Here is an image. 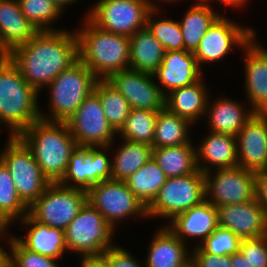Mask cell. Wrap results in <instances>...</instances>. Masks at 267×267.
Returning <instances> with one entry per match:
<instances>
[{
	"label": "cell",
	"mask_w": 267,
	"mask_h": 267,
	"mask_svg": "<svg viewBox=\"0 0 267 267\" xmlns=\"http://www.w3.org/2000/svg\"><path fill=\"white\" fill-rule=\"evenodd\" d=\"M26 82L39 93L62 71L78 60V40L74 30L39 31L30 41L9 55Z\"/></svg>",
	"instance_id": "1"
},
{
	"label": "cell",
	"mask_w": 267,
	"mask_h": 267,
	"mask_svg": "<svg viewBox=\"0 0 267 267\" xmlns=\"http://www.w3.org/2000/svg\"><path fill=\"white\" fill-rule=\"evenodd\" d=\"M40 97L11 59L0 56V129H6L8 136H18L41 119Z\"/></svg>",
	"instance_id": "2"
},
{
	"label": "cell",
	"mask_w": 267,
	"mask_h": 267,
	"mask_svg": "<svg viewBox=\"0 0 267 267\" xmlns=\"http://www.w3.org/2000/svg\"><path fill=\"white\" fill-rule=\"evenodd\" d=\"M78 40V59L99 80L129 69L130 37L104 31L87 17L80 18L75 27Z\"/></svg>",
	"instance_id": "3"
},
{
	"label": "cell",
	"mask_w": 267,
	"mask_h": 267,
	"mask_svg": "<svg viewBox=\"0 0 267 267\" xmlns=\"http://www.w3.org/2000/svg\"><path fill=\"white\" fill-rule=\"evenodd\" d=\"M18 137L32 152L42 174L51 183L59 182L76 145L67 123L39 119Z\"/></svg>",
	"instance_id": "4"
},
{
	"label": "cell",
	"mask_w": 267,
	"mask_h": 267,
	"mask_svg": "<svg viewBox=\"0 0 267 267\" xmlns=\"http://www.w3.org/2000/svg\"><path fill=\"white\" fill-rule=\"evenodd\" d=\"M98 80L95 74L78 59L40 93L44 95L43 92H46L48 97L47 107L40 106L41 119L67 122L85 98L94 91Z\"/></svg>",
	"instance_id": "5"
},
{
	"label": "cell",
	"mask_w": 267,
	"mask_h": 267,
	"mask_svg": "<svg viewBox=\"0 0 267 267\" xmlns=\"http://www.w3.org/2000/svg\"><path fill=\"white\" fill-rule=\"evenodd\" d=\"M116 232L87 200L64 230L68 254L77 257L101 256L116 244Z\"/></svg>",
	"instance_id": "6"
},
{
	"label": "cell",
	"mask_w": 267,
	"mask_h": 267,
	"mask_svg": "<svg viewBox=\"0 0 267 267\" xmlns=\"http://www.w3.org/2000/svg\"><path fill=\"white\" fill-rule=\"evenodd\" d=\"M225 14L222 13L214 21L193 53L198 66L204 73L205 69H208L206 66L215 67L212 65L226 61L228 55L230 58L233 52L241 51L257 35L255 27L246 25V23L243 25V22L235 21Z\"/></svg>",
	"instance_id": "7"
},
{
	"label": "cell",
	"mask_w": 267,
	"mask_h": 267,
	"mask_svg": "<svg viewBox=\"0 0 267 267\" xmlns=\"http://www.w3.org/2000/svg\"><path fill=\"white\" fill-rule=\"evenodd\" d=\"M87 200L118 232L120 224L124 226L128 219L135 223L148 219L147 207L129 190L125 181L111 179L93 185L87 191Z\"/></svg>",
	"instance_id": "8"
},
{
	"label": "cell",
	"mask_w": 267,
	"mask_h": 267,
	"mask_svg": "<svg viewBox=\"0 0 267 267\" xmlns=\"http://www.w3.org/2000/svg\"><path fill=\"white\" fill-rule=\"evenodd\" d=\"M205 200V178L199 169L188 175L167 178L158 196L147 207L148 219H161L166 225L176 215ZM163 219V220H162Z\"/></svg>",
	"instance_id": "9"
},
{
	"label": "cell",
	"mask_w": 267,
	"mask_h": 267,
	"mask_svg": "<svg viewBox=\"0 0 267 267\" xmlns=\"http://www.w3.org/2000/svg\"><path fill=\"white\" fill-rule=\"evenodd\" d=\"M5 139V146L0 149V161L9 170L19 197L30 207L51 182L42 174L32 152L18 136Z\"/></svg>",
	"instance_id": "10"
},
{
	"label": "cell",
	"mask_w": 267,
	"mask_h": 267,
	"mask_svg": "<svg viewBox=\"0 0 267 267\" xmlns=\"http://www.w3.org/2000/svg\"><path fill=\"white\" fill-rule=\"evenodd\" d=\"M95 1L80 17H87L98 28L130 37L146 27L151 8L144 0Z\"/></svg>",
	"instance_id": "11"
},
{
	"label": "cell",
	"mask_w": 267,
	"mask_h": 267,
	"mask_svg": "<svg viewBox=\"0 0 267 267\" xmlns=\"http://www.w3.org/2000/svg\"><path fill=\"white\" fill-rule=\"evenodd\" d=\"M111 179L110 146L95 147L76 143L67 170L58 183L62 186L88 191L93 185Z\"/></svg>",
	"instance_id": "12"
},
{
	"label": "cell",
	"mask_w": 267,
	"mask_h": 267,
	"mask_svg": "<svg viewBox=\"0 0 267 267\" xmlns=\"http://www.w3.org/2000/svg\"><path fill=\"white\" fill-rule=\"evenodd\" d=\"M87 201V191L50 183L29 207V214L49 227L65 230Z\"/></svg>",
	"instance_id": "13"
},
{
	"label": "cell",
	"mask_w": 267,
	"mask_h": 267,
	"mask_svg": "<svg viewBox=\"0 0 267 267\" xmlns=\"http://www.w3.org/2000/svg\"><path fill=\"white\" fill-rule=\"evenodd\" d=\"M205 199L218 207L255 199L256 173L240 166L204 173Z\"/></svg>",
	"instance_id": "14"
},
{
	"label": "cell",
	"mask_w": 267,
	"mask_h": 267,
	"mask_svg": "<svg viewBox=\"0 0 267 267\" xmlns=\"http://www.w3.org/2000/svg\"><path fill=\"white\" fill-rule=\"evenodd\" d=\"M66 123L78 144L110 146L117 138V132L108 123L99 96L94 91Z\"/></svg>",
	"instance_id": "15"
},
{
	"label": "cell",
	"mask_w": 267,
	"mask_h": 267,
	"mask_svg": "<svg viewBox=\"0 0 267 267\" xmlns=\"http://www.w3.org/2000/svg\"><path fill=\"white\" fill-rule=\"evenodd\" d=\"M259 39L258 35L254 36L239 51L244 71L242 91L255 113H267V46Z\"/></svg>",
	"instance_id": "16"
},
{
	"label": "cell",
	"mask_w": 267,
	"mask_h": 267,
	"mask_svg": "<svg viewBox=\"0 0 267 267\" xmlns=\"http://www.w3.org/2000/svg\"><path fill=\"white\" fill-rule=\"evenodd\" d=\"M107 80L125 97L132 109L154 112L165 109L166 96L152 74L127 69L112 74Z\"/></svg>",
	"instance_id": "17"
},
{
	"label": "cell",
	"mask_w": 267,
	"mask_h": 267,
	"mask_svg": "<svg viewBox=\"0 0 267 267\" xmlns=\"http://www.w3.org/2000/svg\"><path fill=\"white\" fill-rule=\"evenodd\" d=\"M223 93L217 97L210 95L202 125L206 124L208 131L236 137L255 112L242 96L239 100Z\"/></svg>",
	"instance_id": "18"
},
{
	"label": "cell",
	"mask_w": 267,
	"mask_h": 267,
	"mask_svg": "<svg viewBox=\"0 0 267 267\" xmlns=\"http://www.w3.org/2000/svg\"><path fill=\"white\" fill-rule=\"evenodd\" d=\"M238 166L255 173L267 170V113H255L236 135Z\"/></svg>",
	"instance_id": "19"
},
{
	"label": "cell",
	"mask_w": 267,
	"mask_h": 267,
	"mask_svg": "<svg viewBox=\"0 0 267 267\" xmlns=\"http://www.w3.org/2000/svg\"><path fill=\"white\" fill-rule=\"evenodd\" d=\"M218 226L229 229L240 239L267 235V215L257 199L217 207Z\"/></svg>",
	"instance_id": "20"
},
{
	"label": "cell",
	"mask_w": 267,
	"mask_h": 267,
	"mask_svg": "<svg viewBox=\"0 0 267 267\" xmlns=\"http://www.w3.org/2000/svg\"><path fill=\"white\" fill-rule=\"evenodd\" d=\"M166 226L190 249L198 247L218 227L217 207L205 199L176 215Z\"/></svg>",
	"instance_id": "21"
},
{
	"label": "cell",
	"mask_w": 267,
	"mask_h": 267,
	"mask_svg": "<svg viewBox=\"0 0 267 267\" xmlns=\"http://www.w3.org/2000/svg\"><path fill=\"white\" fill-rule=\"evenodd\" d=\"M14 225L21 227L20 230H25L24 235H18L15 231L16 235L13 231V236L26 249L59 260H63V256H68L63 229L38 222L29 213Z\"/></svg>",
	"instance_id": "22"
},
{
	"label": "cell",
	"mask_w": 267,
	"mask_h": 267,
	"mask_svg": "<svg viewBox=\"0 0 267 267\" xmlns=\"http://www.w3.org/2000/svg\"><path fill=\"white\" fill-rule=\"evenodd\" d=\"M204 75L194 54L185 50L166 51L161 65L153 74L165 96L175 89L199 81Z\"/></svg>",
	"instance_id": "23"
},
{
	"label": "cell",
	"mask_w": 267,
	"mask_h": 267,
	"mask_svg": "<svg viewBox=\"0 0 267 267\" xmlns=\"http://www.w3.org/2000/svg\"><path fill=\"white\" fill-rule=\"evenodd\" d=\"M155 227L151 242L145 248V267H190V247L166 225Z\"/></svg>",
	"instance_id": "24"
},
{
	"label": "cell",
	"mask_w": 267,
	"mask_h": 267,
	"mask_svg": "<svg viewBox=\"0 0 267 267\" xmlns=\"http://www.w3.org/2000/svg\"><path fill=\"white\" fill-rule=\"evenodd\" d=\"M196 144L197 167L202 173L238 166L237 139L207 130ZM202 138V139H201Z\"/></svg>",
	"instance_id": "25"
},
{
	"label": "cell",
	"mask_w": 267,
	"mask_h": 267,
	"mask_svg": "<svg viewBox=\"0 0 267 267\" xmlns=\"http://www.w3.org/2000/svg\"><path fill=\"white\" fill-rule=\"evenodd\" d=\"M206 81L205 74L199 81L171 91L166 95L165 108L188 120L196 128V124L203 122L210 95H214Z\"/></svg>",
	"instance_id": "26"
},
{
	"label": "cell",
	"mask_w": 267,
	"mask_h": 267,
	"mask_svg": "<svg viewBox=\"0 0 267 267\" xmlns=\"http://www.w3.org/2000/svg\"><path fill=\"white\" fill-rule=\"evenodd\" d=\"M38 32L22 13L17 0H0V56L9 55Z\"/></svg>",
	"instance_id": "27"
},
{
	"label": "cell",
	"mask_w": 267,
	"mask_h": 267,
	"mask_svg": "<svg viewBox=\"0 0 267 267\" xmlns=\"http://www.w3.org/2000/svg\"><path fill=\"white\" fill-rule=\"evenodd\" d=\"M116 140L110 145L112 179L124 181L153 157V147L122 138Z\"/></svg>",
	"instance_id": "28"
},
{
	"label": "cell",
	"mask_w": 267,
	"mask_h": 267,
	"mask_svg": "<svg viewBox=\"0 0 267 267\" xmlns=\"http://www.w3.org/2000/svg\"><path fill=\"white\" fill-rule=\"evenodd\" d=\"M165 49L145 27L130 36L129 69L154 74L161 65Z\"/></svg>",
	"instance_id": "29"
},
{
	"label": "cell",
	"mask_w": 267,
	"mask_h": 267,
	"mask_svg": "<svg viewBox=\"0 0 267 267\" xmlns=\"http://www.w3.org/2000/svg\"><path fill=\"white\" fill-rule=\"evenodd\" d=\"M184 12L182 17L177 19L180 23L184 50L194 53L201 38L223 12L214 5L199 4H190Z\"/></svg>",
	"instance_id": "30"
},
{
	"label": "cell",
	"mask_w": 267,
	"mask_h": 267,
	"mask_svg": "<svg viewBox=\"0 0 267 267\" xmlns=\"http://www.w3.org/2000/svg\"><path fill=\"white\" fill-rule=\"evenodd\" d=\"M193 141L184 145L153 148V159L167 178L188 175L198 170Z\"/></svg>",
	"instance_id": "31"
},
{
	"label": "cell",
	"mask_w": 267,
	"mask_h": 267,
	"mask_svg": "<svg viewBox=\"0 0 267 267\" xmlns=\"http://www.w3.org/2000/svg\"><path fill=\"white\" fill-rule=\"evenodd\" d=\"M193 127L195 126L188 120L171 113L166 108L159 111L153 148L189 144L195 137L192 134Z\"/></svg>",
	"instance_id": "32"
},
{
	"label": "cell",
	"mask_w": 267,
	"mask_h": 267,
	"mask_svg": "<svg viewBox=\"0 0 267 267\" xmlns=\"http://www.w3.org/2000/svg\"><path fill=\"white\" fill-rule=\"evenodd\" d=\"M167 177L153 157L133 175L125 179L129 190L148 207L158 196Z\"/></svg>",
	"instance_id": "33"
},
{
	"label": "cell",
	"mask_w": 267,
	"mask_h": 267,
	"mask_svg": "<svg viewBox=\"0 0 267 267\" xmlns=\"http://www.w3.org/2000/svg\"><path fill=\"white\" fill-rule=\"evenodd\" d=\"M162 11H164V9H151L147 16L146 27L154 37L161 42L165 51L184 50L179 21L177 18L169 17V15H167L169 11L168 13Z\"/></svg>",
	"instance_id": "34"
},
{
	"label": "cell",
	"mask_w": 267,
	"mask_h": 267,
	"mask_svg": "<svg viewBox=\"0 0 267 267\" xmlns=\"http://www.w3.org/2000/svg\"><path fill=\"white\" fill-rule=\"evenodd\" d=\"M28 213L29 207L19 197L9 170L0 161V220L13 227Z\"/></svg>",
	"instance_id": "35"
},
{
	"label": "cell",
	"mask_w": 267,
	"mask_h": 267,
	"mask_svg": "<svg viewBox=\"0 0 267 267\" xmlns=\"http://www.w3.org/2000/svg\"><path fill=\"white\" fill-rule=\"evenodd\" d=\"M158 113L143 109H131L124 125L117 132V137L153 147Z\"/></svg>",
	"instance_id": "36"
},
{
	"label": "cell",
	"mask_w": 267,
	"mask_h": 267,
	"mask_svg": "<svg viewBox=\"0 0 267 267\" xmlns=\"http://www.w3.org/2000/svg\"><path fill=\"white\" fill-rule=\"evenodd\" d=\"M94 92L99 96L108 123L118 132L130 114V104L108 80H98Z\"/></svg>",
	"instance_id": "37"
},
{
	"label": "cell",
	"mask_w": 267,
	"mask_h": 267,
	"mask_svg": "<svg viewBox=\"0 0 267 267\" xmlns=\"http://www.w3.org/2000/svg\"><path fill=\"white\" fill-rule=\"evenodd\" d=\"M22 13L39 31H58L67 29L57 27L64 14L51 0H17Z\"/></svg>",
	"instance_id": "38"
},
{
	"label": "cell",
	"mask_w": 267,
	"mask_h": 267,
	"mask_svg": "<svg viewBox=\"0 0 267 267\" xmlns=\"http://www.w3.org/2000/svg\"><path fill=\"white\" fill-rule=\"evenodd\" d=\"M59 259L26 249L13 235L8 245V267H61Z\"/></svg>",
	"instance_id": "39"
},
{
	"label": "cell",
	"mask_w": 267,
	"mask_h": 267,
	"mask_svg": "<svg viewBox=\"0 0 267 267\" xmlns=\"http://www.w3.org/2000/svg\"><path fill=\"white\" fill-rule=\"evenodd\" d=\"M241 239L229 229L218 226L199 247L217 256L233 255L239 251Z\"/></svg>",
	"instance_id": "40"
},
{
	"label": "cell",
	"mask_w": 267,
	"mask_h": 267,
	"mask_svg": "<svg viewBox=\"0 0 267 267\" xmlns=\"http://www.w3.org/2000/svg\"><path fill=\"white\" fill-rule=\"evenodd\" d=\"M239 251L252 267H267V235L241 239Z\"/></svg>",
	"instance_id": "41"
},
{
	"label": "cell",
	"mask_w": 267,
	"mask_h": 267,
	"mask_svg": "<svg viewBox=\"0 0 267 267\" xmlns=\"http://www.w3.org/2000/svg\"><path fill=\"white\" fill-rule=\"evenodd\" d=\"M116 243L101 256L107 261L108 267H145L142 257H137L126 246ZM138 258V259H137Z\"/></svg>",
	"instance_id": "42"
},
{
	"label": "cell",
	"mask_w": 267,
	"mask_h": 267,
	"mask_svg": "<svg viewBox=\"0 0 267 267\" xmlns=\"http://www.w3.org/2000/svg\"><path fill=\"white\" fill-rule=\"evenodd\" d=\"M190 267H232L231 255L217 256L204 252L199 246L191 248Z\"/></svg>",
	"instance_id": "43"
},
{
	"label": "cell",
	"mask_w": 267,
	"mask_h": 267,
	"mask_svg": "<svg viewBox=\"0 0 267 267\" xmlns=\"http://www.w3.org/2000/svg\"><path fill=\"white\" fill-rule=\"evenodd\" d=\"M255 198L265 209L267 215V170L256 173Z\"/></svg>",
	"instance_id": "44"
},
{
	"label": "cell",
	"mask_w": 267,
	"mask_h": 267,
	"mask_svg": "<svg viewBox=\"0 0 267 267\" xmlns=\"http://www.w3.org/2000/svg\"><path fill=\"white\" fill-rule=\"evenodd\" d=\"M12 232V227L9 225L0 231V267H8V245Z\"/></svg>",
	"instance_id": "45"
},
{
	"label": "cell",
	"mask_w": 267,
	"mask_h": 267,
	"mask_svg": "<svg viewBox=\"0 0 267 267\" xmlns=\"http://www.w3.org/2000/svg\"><path fill=\"white\" fill-rule=\"evenodd\" d=\"M218 4H220L221 6L223 5V7H219V8H228V9H232V12H233V10L234 11H240L241 10V12L242 11H244L246 8V6H249V4L252 2L251 0H211V6H212V4H215L216 5V3Z\"/></svg>",
	"instance_id": "46"
},
{
	"label": "cell",
	"mask_w": 267,
	"mask_h": 267,
	"mask_svg": "<svg viewBox=\"0 0 267 267\" xmlns=\"http://www.w3.org/2000/svg\"><path fill=\"white\" fill-rule=\"evenodd\" d=\"M80 266L77 267H108L107 261L102 256L78 257Z\"/></svg>",
	"instance_id": "47"
},
{
	"label": "cell",
	"mask_w": 267,
	"mask_h": 267,
	"mask_svg": "<svg viewBox=\"0 0 267 267\" xmlns=\"http://www.w3.org/2000/svg\"><path fill=\"white\" fill-rule=\"evenodd\" d=\"M151 9H163L162 7L168 5L180 4L182 0H144ZM180 1V2H179ZM176 2V3H175Z\"/></svg>",
	"instance_id": "48"
},
{
	"label": "cell",
	"mask_w": 267,
	"mask_h": 267,
	"mask_svg": "<svg viewBox=\"0 0 267 267\" xmlns=\"http://www.w3.org/2000/svg\"><path fill=\"white\" fill-rule=\"evenodd\" d=\"M232 267H252L240 251L231 255Z\"/></svg>",
	"instance_id": "49"
},
{
	"label": "cell",
	"mask_w": 267,
	"mask_h": 267,
	"mask_svg": "<svg viewBox=\"0 0 267 267\" xmlns=\"http://www.w3.org/2000/svg\"><path fill=\"white\" fill-rule=\"evenodd\" d=\"M61 11L63 14L67 11L66 8L72 7L73 5H77V3H81V0H51ZM70 5V6H69Z\"/></svg>",
	"instance_id": "50"
},
{
	"label": "cell",
	"mask_w": 267,
	"mask_h": 267,
	"mask_svg": "<svg viewBox=\"0 0 267 267\" xmlns=\"http://www.w3.org/2000/svg\"><path fill=\"white\" fill-rule=\"evenodd\" d=\"M184 1V0H182ZM188 0H185V2ZM191 4H199V5H211V0H190Z\"/></svg>",
	"instance_id": "51"
},
{
	"label": "cell",
	"mask_w": 267,
	"mask_h": 267,
	"mask_svg": "<svg viewBox=\"0 0 267 267\" xmlns=\"http://www.w3.org/2000/svg\"><path fill=\"white\" fill-rule=\"evenodd\" d=\"M6 225L0 220V231L5 227Z\"/></svg>",
	"instance_id": "52"
}]
</instances>
